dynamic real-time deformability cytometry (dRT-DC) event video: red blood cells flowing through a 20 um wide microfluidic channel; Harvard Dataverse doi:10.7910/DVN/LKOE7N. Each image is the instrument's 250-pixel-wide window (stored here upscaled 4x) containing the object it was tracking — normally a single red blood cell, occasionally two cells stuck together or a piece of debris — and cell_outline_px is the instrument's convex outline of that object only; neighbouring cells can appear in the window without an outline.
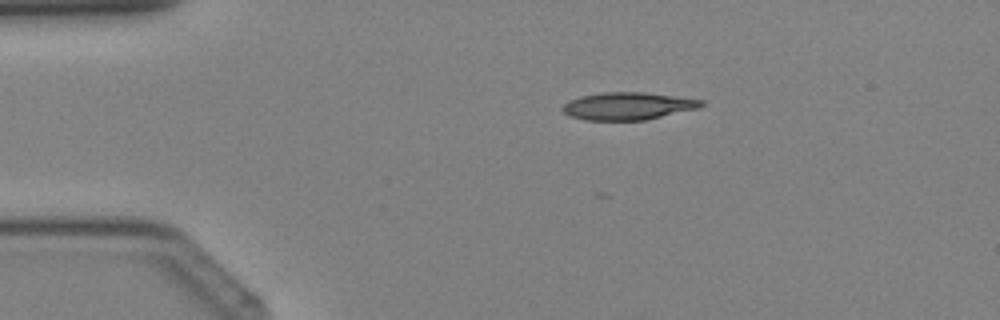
{"species": "Egyptian fruit bat (a non-hibernating species)", "species_latin": "Rousettus aegyptiacus", "temperature_condition": "cold", "stored_images_in_passage": 36, "camera_frame_rate_fps": 3000, "um_per_image_px": 0.085, "animal": {"sex": "female"}, "frame": {"image": 1, "passage_image": 5, "time_ms": 1.333, "image_size_px": [1000, 320], "cell_outline_px": [[704, 104], [696, 108], [644, 120], [584, 120], [568, 116], [560, 108], [564, 104], [580, 96], [604, 92], [644, 92], [676, 96], [704, 100]], "centroid_in_image_um": [53.32, 9.01], "position_along_channel_um": 31.7, "area_um2": 22.02}}
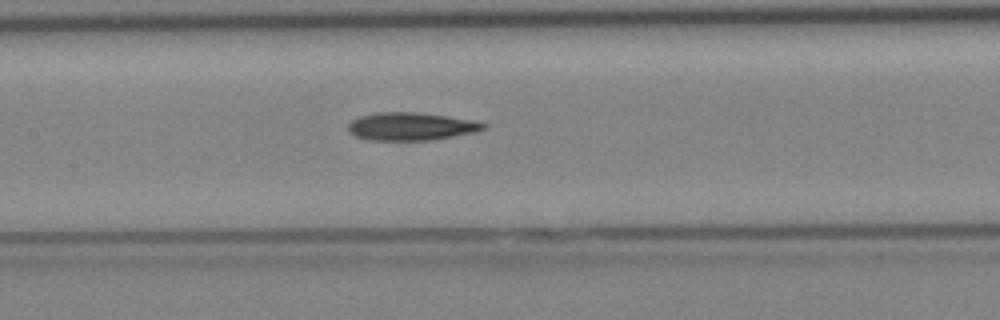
{"frame": {"image": 2, "passage_image": 16, "time_ms": 5.0, "image_size_px": [1000, 320], "cell_outline_px": [[488, 128], [476, 132], [432, 140], [368, 140], [356, 136], [348, 132], [348, 124], [352, 120], [360, 116], [376, 112], [416, 112], [448, 116], [472, 120], [488, 124]], "centroid_in_image_um": [34.95, 10.74], "position_along_channel_um": 172.4, "area_um2": 22.14}}
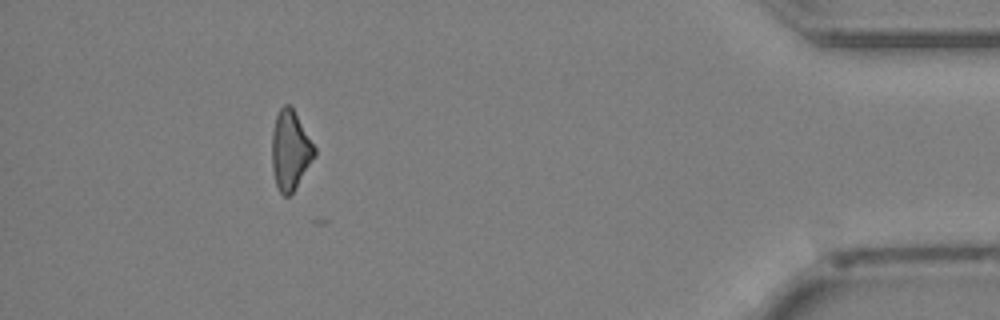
{"frame": {"image": 3, "passage_image": 33, "time_ms": 10.667, "image_size_px": [1000, 320], "cell_outline_px": [[316, 156], [292, 192], [288, 196], [284, 196], [280, 192], [276, 184], [272, 168], [272, 132], [276, 116], [280, 108], [284, 104], [288, 104], [292, 108], [316, 148]], "centroid_in_image_um": [24.67, 12.78], "position_along_channel_um": 410.5, "area_um2": 19.42}}